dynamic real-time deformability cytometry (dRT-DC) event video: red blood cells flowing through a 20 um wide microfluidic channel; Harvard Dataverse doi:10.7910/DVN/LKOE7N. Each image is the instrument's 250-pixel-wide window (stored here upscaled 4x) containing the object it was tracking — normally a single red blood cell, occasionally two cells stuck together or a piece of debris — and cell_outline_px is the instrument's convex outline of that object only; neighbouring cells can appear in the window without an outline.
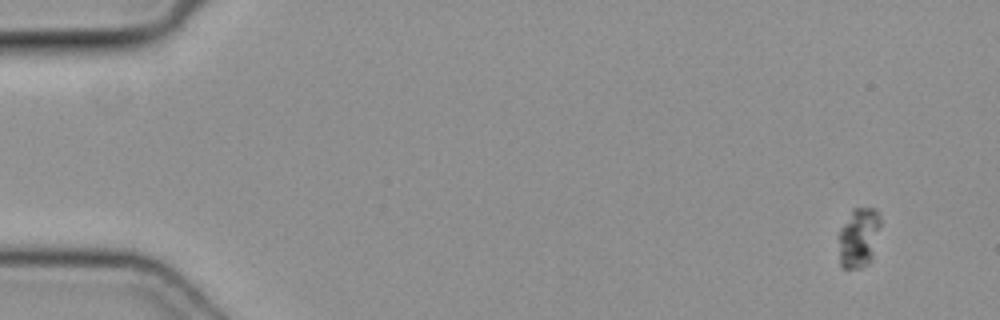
{"species": "common noctule bat (a hibernating species)", "species_latin": "Nyctalus noctula", "temperature_condition": "cold", "stored_images_in_passage": 9, "camera_frame_rate_fps": 3000, "um_per_image_px": 0.085, "animal": {"sex": "female", "body_mass_g": 19.3, "forearm_length_mm": 54.1}, "frame": {"image": 1, "passage_image": 1, "time_ms": 0.0, "image_size_px": [1000, 320], "cell_outline_px": [[880, 224], [872, 256], [868, 264], [860, 268], [840, 268], [840, 228], [852, 208], [876, 208], [880, 220]], "centroid_in_image_um": [72.98, 20.18], "position_along_channel_um": 12.0, "area_um2": 14.33}}